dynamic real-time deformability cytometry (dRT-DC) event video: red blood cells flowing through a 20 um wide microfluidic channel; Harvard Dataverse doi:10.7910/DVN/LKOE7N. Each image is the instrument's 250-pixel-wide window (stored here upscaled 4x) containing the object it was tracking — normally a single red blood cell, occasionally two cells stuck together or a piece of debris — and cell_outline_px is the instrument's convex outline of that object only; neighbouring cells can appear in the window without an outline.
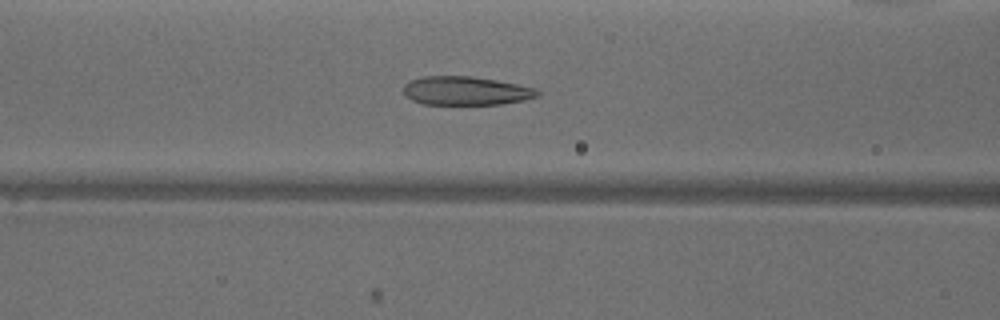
{"species": "common noctule bat (a hibernating species)", "species_latin": "Nyctalus noctula", "temperature_condition": "warm", "stored_images_in_passage": 50, "camera_frame_rate_fps": 3000, "um_per_image_px": 0.085, "animal": {"sex": "male", "body_mass_g": 18.8}, "frame": {"image": 1, "passage_image": 19, "time_ms": 6.0, "image_size_px": [1000, 320], "cell_outline_px": [[540, 96], [524, 100], [500, 104], [424, 104], [412, 100], [404, 96], [404, 84], [412, 80], [424, 76], [472, 76], [496, 80], [536, 88], [540, 92]], "centroid_in_image_um": [39.61, 7.72], "position_along_channel_um": 127.0, "area_um2": 22.37}}
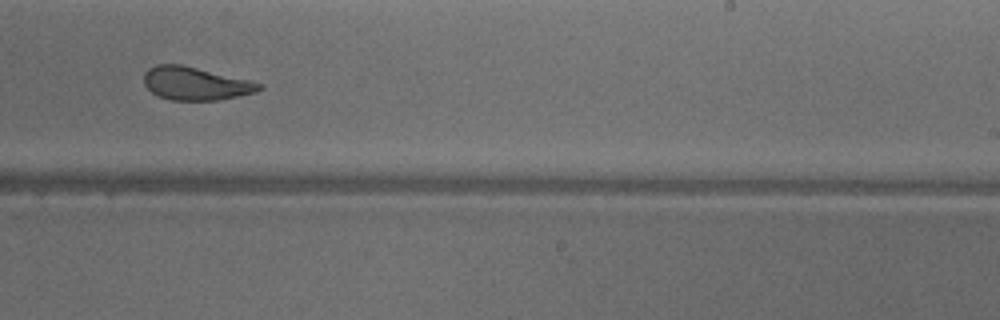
{"frame": {"image": 2, "passage_image": 30, "time_ms": 9.667, "image_size_px": [1000, 320], "cell_outline_px": [[264, 88], [256, 92], [220, 100], [172, 100], [160, 96], [152, 92], [144, 84], [144, 72], [148, 68], [156, 64], [180, 64], [248, 80], [264, 84]], "centroid_in_image_um": [16.62, 7.1], "position_along_channel_um": 272.4, "area_um2": 22.08}}
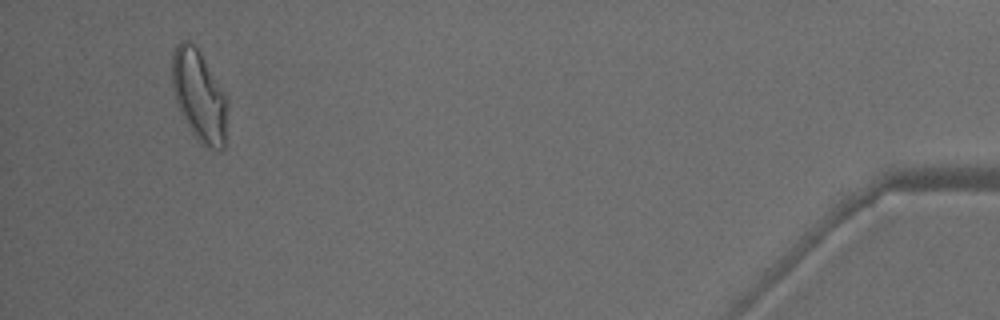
{"frame": {"image": 3, "passage_image": 47, "time_ms": 15.333, "image_size_px": [1000, 320], "cell_outline_px": [[228, 104], [224, 148], [220, 152], [216, 152], [204, 144], [192, 132], [180, 112], [172, 88], [172, 52], [176, 44], [180, 40], [188, 40], [200, 52], [224, 92], [228, 100]], "centroid_in_image_um": [16.93, 8.14], "position_along_channel_um": 418.3, "area_um2": 29.36}, "authors_computed_cell_mechanics": {"area_um2": 25.2008, "velocity_mm_per_s": 3.9741, "shape_relaxation_time_tau1_ms": 4.8583, "shape_relaxation_time_tau2_ms": 1.546, "deformation_change_tau1": 0.1568, "deformation_change_tau2": 0.0946}}